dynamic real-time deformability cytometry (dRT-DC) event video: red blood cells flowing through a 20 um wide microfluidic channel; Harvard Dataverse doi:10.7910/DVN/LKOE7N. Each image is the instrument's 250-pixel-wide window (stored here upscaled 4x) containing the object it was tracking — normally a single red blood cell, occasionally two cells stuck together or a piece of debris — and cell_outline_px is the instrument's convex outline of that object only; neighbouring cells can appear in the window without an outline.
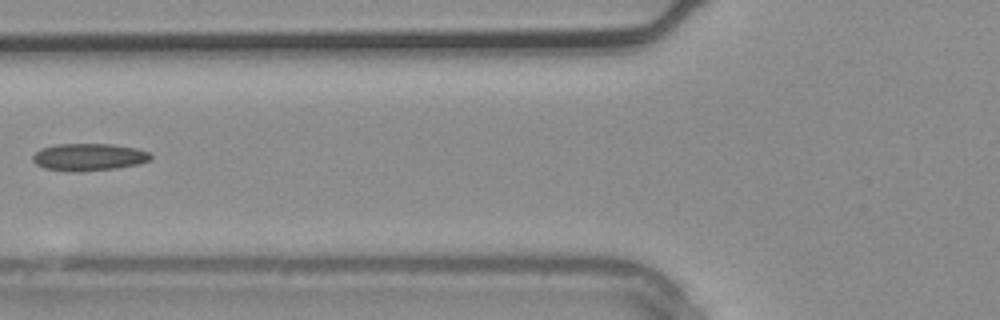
{"species": "common noctule bat (a hibernating species)", "species_latin": "Nyctalus noctula", "temperature_condition": "warm", "stored_images_in_passage": 4, "camera_frame_rate_fps": 3000, "um_per_image_px": 0.085, "animal": {"sex": "male", "body_mass_g": 20.4}, "frame": {"image": 1, "passage_image": 4, "time_ms": 1.0, "image_size_px": [1000, 320], "cell_outline_px": [[152, 156], [148, 160], [136, 164], [116, 168], [80, 172], [68, 172], [44, 168], [36, 164], [32, 160], [32, 156], [40, 148], [56, 144], [112, 144], [136, 148], [148, 152]], "centroid_in_image_um": [7.49, 13.35], "position_along_channel_um": 118.3, "area_um2": 18.79}}